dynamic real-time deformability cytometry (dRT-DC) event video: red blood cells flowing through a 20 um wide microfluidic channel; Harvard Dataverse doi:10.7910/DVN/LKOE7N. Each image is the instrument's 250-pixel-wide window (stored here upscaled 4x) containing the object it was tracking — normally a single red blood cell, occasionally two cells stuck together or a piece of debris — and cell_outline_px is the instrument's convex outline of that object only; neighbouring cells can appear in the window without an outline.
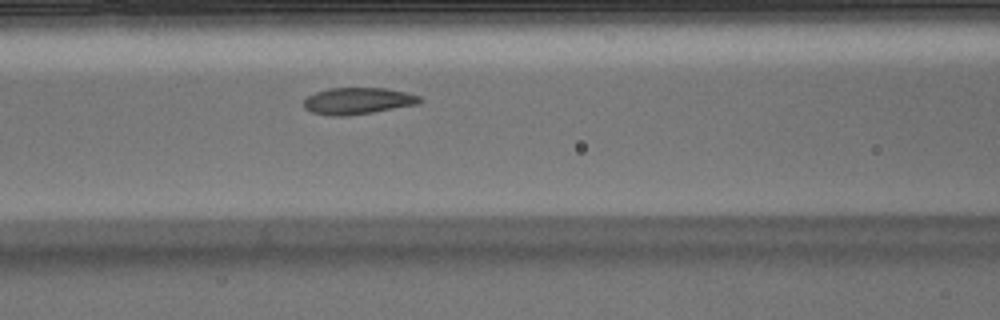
{"species": "Egyptian fruit bat (a non-hibernating species)", "species_latin": "Rousettus aegyptiacus", "temperature_condition": "warm", "stored_images_in_passage": 37, "camera_frame_rate_fps": 3000, "um_per_image_px": 0.085, "animal": {"sex": "male"}, "frame": {"image": 1, "passage_image": 13, "time_ms": 4.0, "image_size_px": [1000, 320], "cell_outline_px": [[424, 100], [416, 104], [372, 112], [344, 116], [328, 116], [312, 112], [304, 108], [304, 100], [308, 96], [316, 92], [328, 88], [384, 88], [404, 92], [420, 96]], "centroid_in_image_um": [30.38, 8.58], "position_along_channel_um": 136.2, "area_um2": 17.86}}
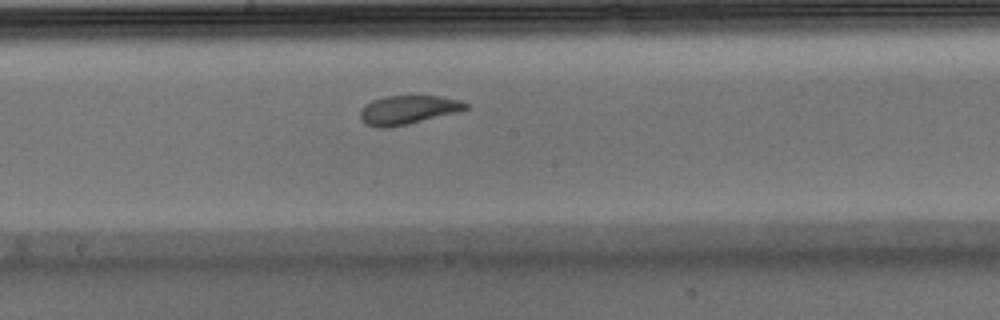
{"frame": {"image": 2, "passage_image": 19, "time_ms": 6.0, "image_size_px": [1000, 320], "cell_outline_px": [[468, 108], [456, 112], [408, 124], [388, 128], [380, 128], [364, 124], [360, 120], [360, 112], [372, 100], [384, 96], [440, 96], [460, 100], [468, 104]], "centroid_in_image_um": [34.65, 9.34], "position_along_channel_um": 213.5, "area_um2": 17.57}}
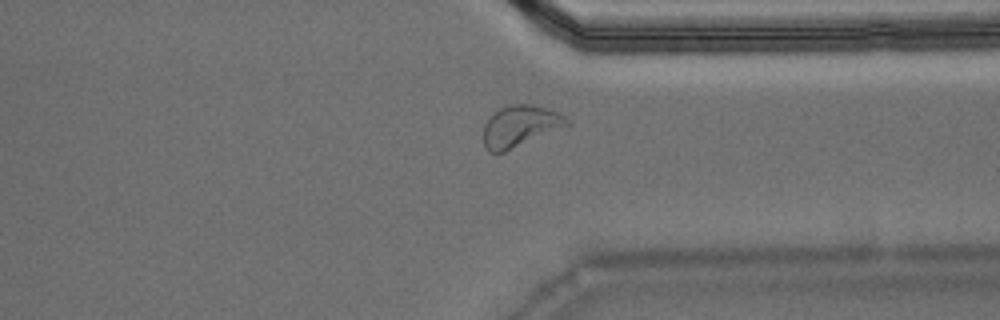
{"frame": {"image": 3, "passage_image": 31, "time_ms": 10.0, "image_size_px": [1000, 320], "cell_outline_px": [[572, 124], [504, 152], [488, 152], [484, 144], [484, 124], [488, 116], [492, 112], [500, 108], [512, 104], [532, 104], [556, 112], [572, 120]], "centroid_in_image_um": [44.2, 10.71], "position_along_channel_um": 367.2, "area_um2": 20.17}}